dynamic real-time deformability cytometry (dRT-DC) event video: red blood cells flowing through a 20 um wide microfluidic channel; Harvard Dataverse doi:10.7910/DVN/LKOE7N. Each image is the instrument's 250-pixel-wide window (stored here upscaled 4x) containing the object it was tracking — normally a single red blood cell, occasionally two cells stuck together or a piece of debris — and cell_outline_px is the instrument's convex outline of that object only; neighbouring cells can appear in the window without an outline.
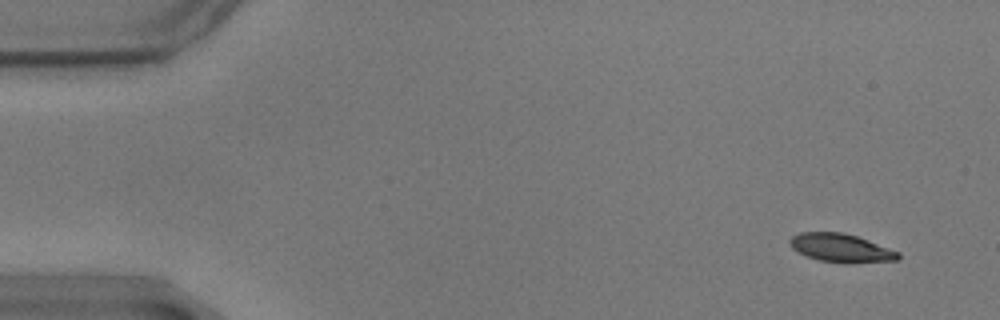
{"species": "common noctule bat (a hibernating species)", "species_latin": "Nyctalus noctula", "temperature_condition": "warm", "stored_images_in_passage": 15, "camera_frame_rate_fps": 3000, "um_per_image_px": 0.085, "animal": {"sex": "male", "body_mass_g": 17.9}, "frame": {"image": 1, "passage_image": 1, "time_ms": 0.0, "image_size_px": [1000, 320], "cell_outline_px": [[900, 260], [848, 264], [820, 260], [808, 256], [792, 248], [788, 244], [788, 240], [792, 236], [800, 232], [844, 232], [868, 240], [900, 252]], "centroid_in_image_um": [71.51, 21.08], "position_along_channel_um": 13.5, "area_um2": 18.09}}
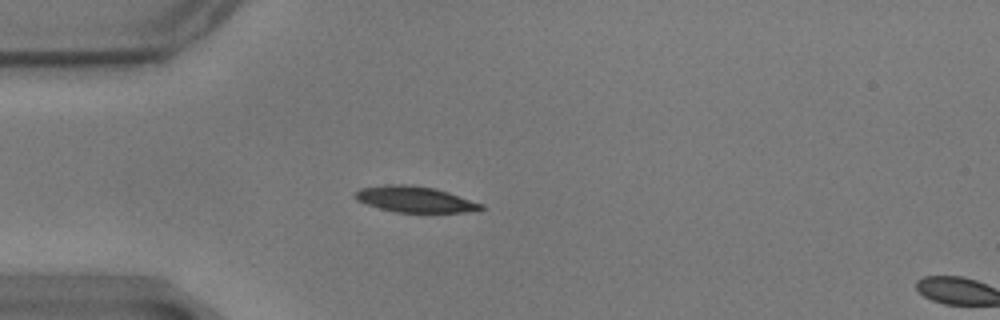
{"frame": {"image": 2, "passage_image": 13, "time_ms": 4.0, "image_size_px": [1000, 320], "cell_outline_px": [[484, 208], [476, 212], [396, 212], [380, 208], [356, 200], [352, 196], [360, 188], [384, 184], [412, 184], [436, 188], [484, 204]], "centroid_in_image_um": [35.28, 16.93], "position_along_channel_um": 49.7, "area_um2": 19.25}}